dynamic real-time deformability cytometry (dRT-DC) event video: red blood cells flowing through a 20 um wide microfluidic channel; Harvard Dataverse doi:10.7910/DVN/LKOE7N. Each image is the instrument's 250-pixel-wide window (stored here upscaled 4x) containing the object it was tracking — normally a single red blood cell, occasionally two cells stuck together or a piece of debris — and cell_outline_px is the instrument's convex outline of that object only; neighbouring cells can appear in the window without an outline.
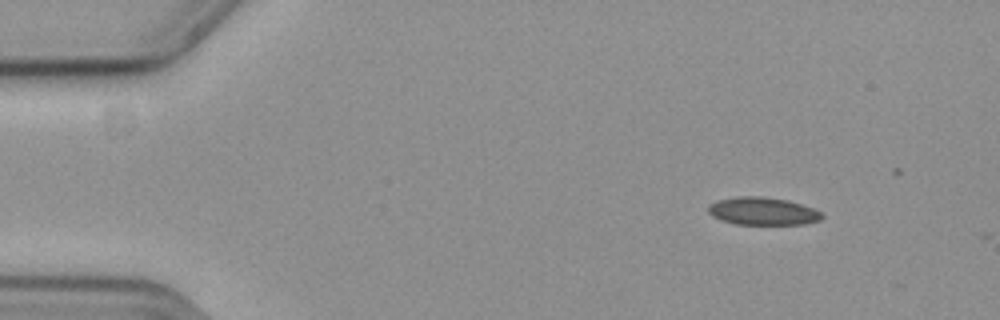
{"species": "common noctule bat (a hibernating species)", "species_latin": "Nyctalus noctula", "temperature_condition": "cold", "stored_images_in_passage": 8, "camera_frame_rate_fps": 3000, "um_per_image_px": 0.085, "animal": {"sex": "female", "body_mass_g": 19.3, "forearm_length_mm": 54.1}, "frame": {"image": 1, "passage_image": 1, "time_ms": 0.0, "image_size_px": [1000, 320], "cell_outline_px": [[824, 216], [820, 220], [804, 224], [736, 224], [720, 220], [712, 216], [708, 212], [708, 204], [716, 200], [736, 196], [756, 196], [788, 200], [812, 208], [820, 212]], "centroid_in_image_um": [64.78, 17.95], "position_along_channel_um": 20.2, "area_um2": 18.38}}